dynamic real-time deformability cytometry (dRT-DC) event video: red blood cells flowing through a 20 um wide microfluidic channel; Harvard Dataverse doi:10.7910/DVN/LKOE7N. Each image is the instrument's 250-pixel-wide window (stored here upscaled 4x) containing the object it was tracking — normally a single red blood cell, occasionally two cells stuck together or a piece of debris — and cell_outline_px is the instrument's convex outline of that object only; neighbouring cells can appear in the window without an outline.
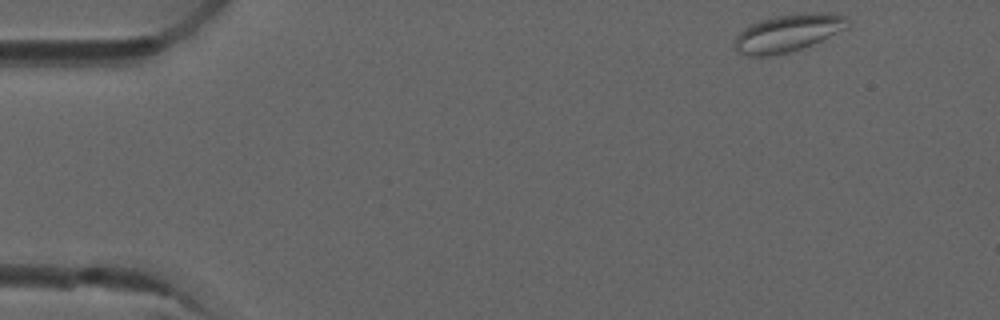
{"species": "common noctule bat (a hibernating species)", "species_latin": "Nyctalus noctula", "temperature_condition": "room temperature", "stored_images_in_passage": 4, "camera_frame_rate_fps": 3000, "um_per_image_px": 0.085, "animal": {"sex": "male", "forearm_length_mm": 52.5}, "frame": {"image": 1, "passage_image": 1, "time_ms": 0.0, "image_size_px": [1000, 320], "cell_outline_px": [[852, 24], [848, 28], [812, 44], [788, 52], [768, 56], [748, 56], [736, 52], [732, 44], [736, 36], [748, 24], [760, 20], [776, 16], [800, 12], [828, 12], [848, 16], [852, 20]], "centroid_in_image_um": [67.0, 2.78], "position_along_channel_um": 18.0, "area_um2": 25.26}}